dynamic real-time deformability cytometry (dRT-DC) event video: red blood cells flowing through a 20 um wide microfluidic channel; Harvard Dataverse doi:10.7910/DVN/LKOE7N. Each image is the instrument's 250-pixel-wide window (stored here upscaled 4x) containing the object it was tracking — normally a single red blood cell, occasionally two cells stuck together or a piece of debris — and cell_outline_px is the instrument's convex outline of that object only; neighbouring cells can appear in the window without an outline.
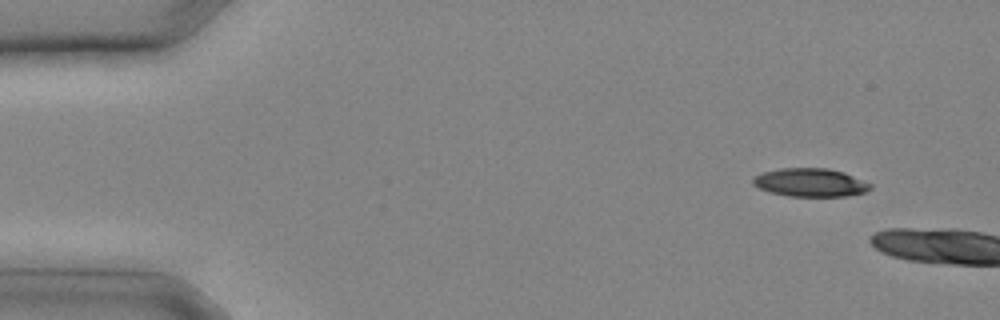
{"species": "common noctule bat (a hibernating species)", "species_latin": "Nyctalus noctula", "temperature_condition": "cold", "stored_images_in_passage": 4, "camera_frame_rate_fps": 3000, "um_per_image_px": 0.085, "animal": {"sex": "male", "body_mass_g": 20.4}, "frame": {"image": 1, "passage_image": 2, "time_ms": 0.333, "image_size_px": [1000, 320], "cell_outline_px": [[872, 188], [864, 192], [848, 196], [788, 196], [772, 192], [760, 188], [752, 184], [752, 180], [756, 176], [764, 172], [780, 168], [828, 168], [844, 172], [872, 184]], "centroid_in_image_um": [68.91, 15.51], "position_along_channel_um": 16.1, "area_um2": 19.25}}